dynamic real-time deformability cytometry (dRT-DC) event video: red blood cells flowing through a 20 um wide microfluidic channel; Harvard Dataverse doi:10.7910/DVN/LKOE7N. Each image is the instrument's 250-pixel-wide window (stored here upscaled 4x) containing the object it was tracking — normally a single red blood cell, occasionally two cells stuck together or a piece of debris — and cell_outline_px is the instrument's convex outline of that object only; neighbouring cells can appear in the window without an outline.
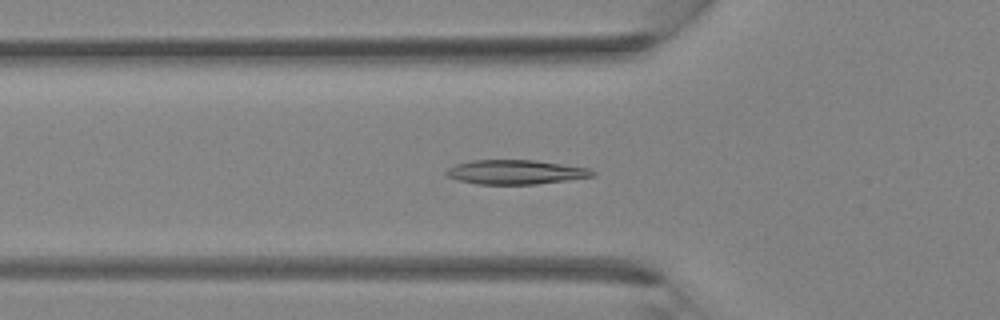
{"species": "Egyptian fruit bat (a non-hibernating species)", "species_latin": "Rousettus aegyptiacus", "temperature_condition": "room temperature", "stored_images_in_passage": 32, "camera_frame_rate_fps": 3000, "um_per_image_px": 0.085, "animal": {"sex": "female"}, "frame": {"image": 1, "passage_image": 8, "time_ms": 2.333, "image_size_px": [1000, 320], "cell_outline_px": [[596, 176], [536, 184], [476, 184], [460, 180], [448, 176], [444, 172], [448, 168], [456, 164], [472, 160], [536, 160], [588, 168], [596, 172]], "centroid_in_image_um": [43.84, 14.62], "position_along_channel_um": 82.0, "area_um2": 20.63}}
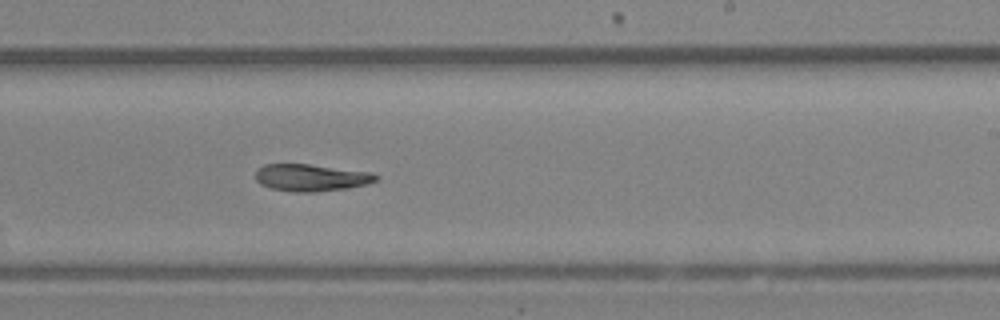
{"frame": {"image": 2, "passage_image": 18, "time_ms": 5.667, "image_size_px": [1000, 320], "cell_outline_px": [[380, 176], [376, 180], [368, 184], [348, 188], [312, 192], [292, 192], [272, 188], [260, 184], [256, 180], [256, 168], [264, 164], [308, 164], [372, 172]], "centroid_in_image_um": [26.44, 15.09], "position_along_channel_um": 262.6, "area_um2": 19.07}}
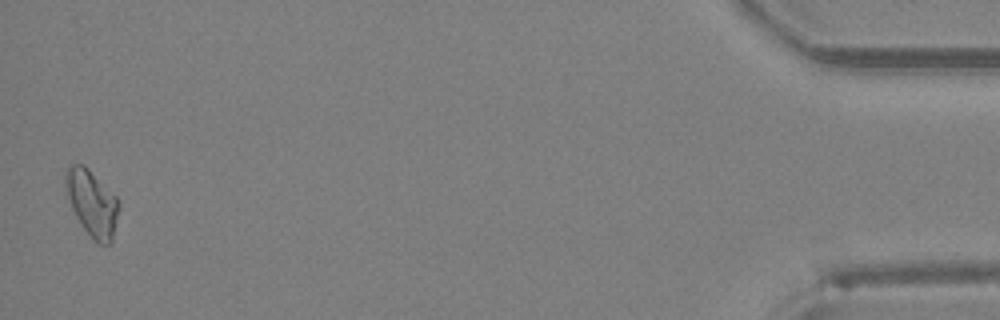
{"frame": {"image": 3, "passage_image": 32, "time_ms": 10.333, "image_size_px": [1000, 320], "cell_outline_px": [[120, 208], [112, 240], [108, 244], [100, 244], [84, 228], [76, 216], [72, 208], [64, 184], [64, 176], [68, 168], [72, 164], [84, 164], [116, 196], [120, 204]], "centroid_in_image_um": [7.83, 17.23], "position_along_channel_um": 427.4, "area_um2": 20.23}}